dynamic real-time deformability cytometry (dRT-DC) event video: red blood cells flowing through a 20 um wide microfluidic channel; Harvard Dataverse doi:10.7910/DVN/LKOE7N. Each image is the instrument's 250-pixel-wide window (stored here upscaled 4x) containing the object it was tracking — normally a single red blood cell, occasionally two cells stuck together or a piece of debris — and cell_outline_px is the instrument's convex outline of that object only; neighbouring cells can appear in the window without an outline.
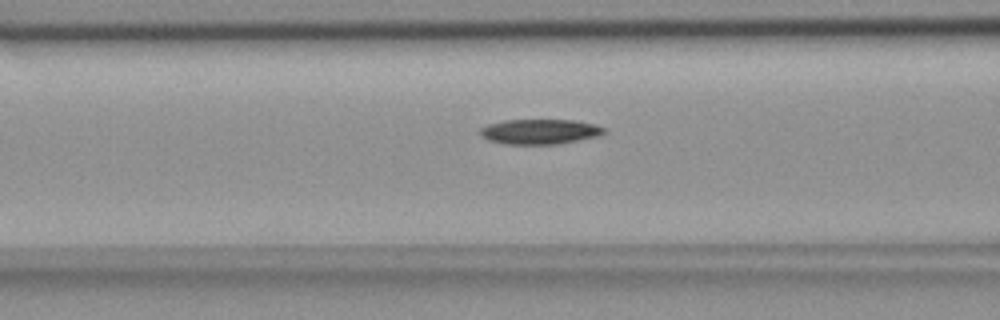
{"species": "common noctule bat (a hibernating species)", "species_latin": "Nyctalus noctula", "temperature_condition": "room temperature", "stored_images_in_passage": 41, "camera_frame_rate_fps": 3000, "um_per_image_px": 0.085, "animal": {"sex": "female", "body_mass_g": 18.4}, "frame": {"image": 1, "passage_image": 8, "time_ms": 2.333, "image_size_px": [1000, 320], "cell_outline_px": [[604, 132], [596, 136], [560, 144], [504, 144], [488, 140], [480, 136], [480, 128], [488, 124], [504, 120], [576, 120], [596, 124], [604, 128]], "centroid_in_image_um": [45.84, 11.18], "position_along_channel_um": 120.8, "area_um2": 18.09}}
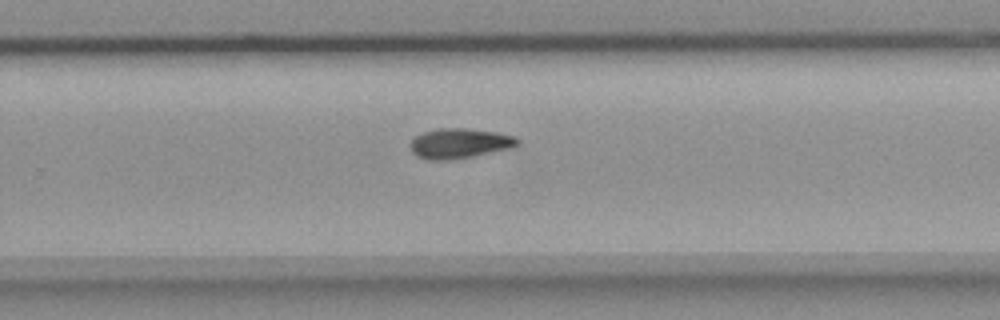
{"frame": {"image": 2, "passage_image": 22, "time_ms": 7.0, "image_size_px": [1000, 320], "cell_outline_px": [[520, 144], [512, 148], [472, 156], [448, 160], [428, 160], [416, 156], [412, 152], [408, 144], [416, 136], [424, 132], [436, 128], [464, 128], [496, 132], [512, 136], [520, 140]], "centroid_in_image_um": [39.03, 12.19], "position_along_channel_um": 290.8, "area_um2": 18.79}}
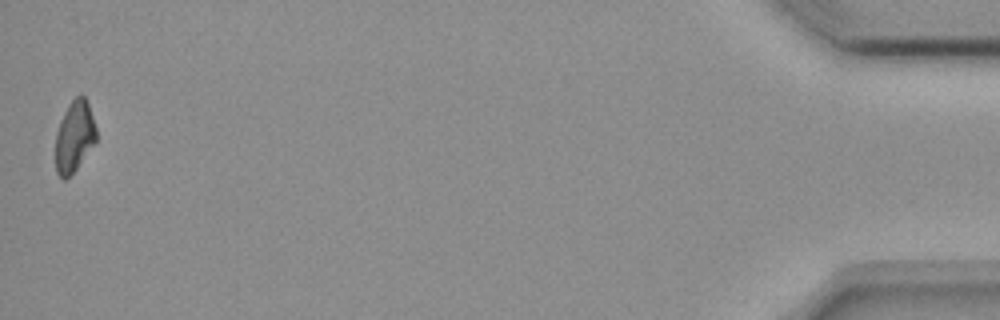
{"frame": {"image": 3, "passage_image": 41, "time_ms": 13.333, "image_size_px": [1000, 320], "cell_outline_px": [[96, 140], [76, 168], [64, 180], [56, 172], [56, 132], [60, 120], [68, 104], [80, 92], [84, 96], [88, 104], [96, 128]], "centroid_in_image_um": [6.31, 11.55], "position_along_channel_um": 428.9, "area_um2": 16.59}, "authors_computed_cell_mechanics": {"area_um2": 18.207, "velocity_mm_per_s": 3.6563, "shape_relaxation_time_tau1_ms": 6.7475, "shape_relaxation_time_tau2_ms": null, "deformation_change_tau1": 0.1741, "deformation_change_tau2": null}}